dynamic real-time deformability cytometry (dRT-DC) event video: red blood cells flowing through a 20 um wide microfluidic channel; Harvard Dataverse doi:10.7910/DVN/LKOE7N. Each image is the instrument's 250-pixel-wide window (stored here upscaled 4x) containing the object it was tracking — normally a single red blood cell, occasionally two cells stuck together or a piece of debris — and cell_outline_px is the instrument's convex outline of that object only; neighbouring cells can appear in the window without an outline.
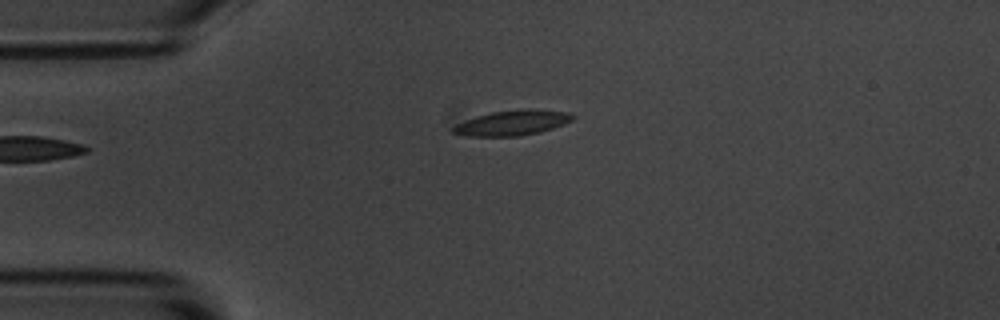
{"species": "common noctule bat (a hibernating species)", "species_latin": "Nyctalus noctula", "temperature_condition": "room temperature", "stored_images_in_passage": 43, "camera_frame_rate_fps": 3000, "um_per_image_px": 0.085, "animal": {"sex": "male", "body_mass_g": 20.1, "forearm_length_mm": 53.5}, "frame": {"image": 1, "passage_image": 1, "time_ms": 0.0, "image_size_px": [1000, 320], "cell_outline_px": [[576, 116], [572, 120], [564, 124], [540, 132], [520, 136], [468, 136], [452, 132], [452, 128], [456, 124], [464, 120], [476, 116], [492, 112], [524, 108], [532, 108], [568, 112]], "centroid_in_image_um": [43.57, 10.43], "position_along_channel_um": 41.4, "area_um2": 17.63}}
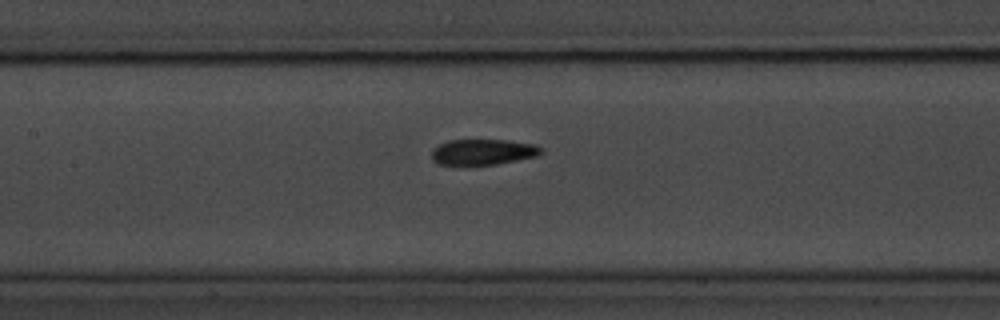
{"frame": {"image": 2, "passage_image": 13, "time_ms": 4.0, "image_size_px": [1000, 320], "cell_outline_px": [[544, 152], [536, 156], [496, 164], [468, 168], [436, 164], [432, 160], [432, 148], [448, 140], [508, 140], [532, 144], [544, 148]], "centroid_in_image_um": [40.98, 12.96], "position_along_channel_um": 166.4, "area_um2": 17.17}}
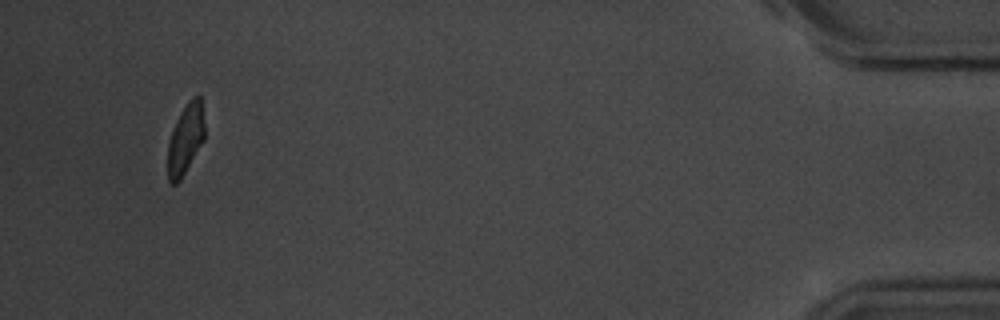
{"frame": {"image": 3, "passage_image": 40, "time_ms": 13.0, "image_size_px": [1000, 320], "cell_outline_px": [[204, 140], [180, 180], [176, 184], [172, 184], [168, 180], [168, 144], [172, 128], [180, 112], [192, 96], [200, 96], [204, 124]], "centroid_in_image_um": [15.76, 11.82], "position_along_channel_um": 419.4, "area_um2": 14.97}, "authors_computed_cell_mechanics": {"area_um2": 16.7042, "velocity_mm_per_s": 3.6632, "shape_relaxation_time_tau1_ms": 4.5968, "shape_relaxation_time_tau2_ms": 3.9143, "deformation_change_tau1": 0.1432, "deformation_change_tau2": 0.0817}}